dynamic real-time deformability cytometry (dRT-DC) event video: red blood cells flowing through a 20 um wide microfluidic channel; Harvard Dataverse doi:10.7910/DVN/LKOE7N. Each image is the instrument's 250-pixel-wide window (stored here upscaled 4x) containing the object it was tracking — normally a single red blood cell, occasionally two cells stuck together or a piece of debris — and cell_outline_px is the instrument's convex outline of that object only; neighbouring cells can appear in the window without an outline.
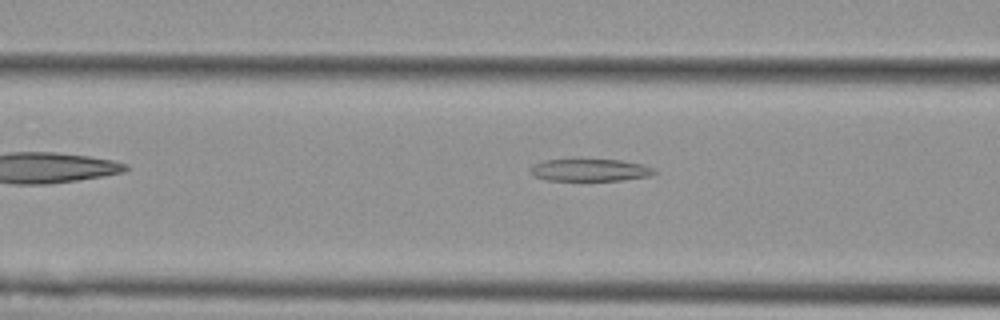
{"species": "Egyptian fruit bat (a non-hibernating species)", "species_latin": "Rousettus aegyptiacus", "temperature_condition": "cold", "stored_images_in_passage": 28, "camera_frame_rate_fps": 3000, "um_per_image_px": 0.085, "animal": {"sex": "female"}, "frame": {"image": 1, "passage_image": 5, "time_ms": 1.333, "image_size_px": [1000, 320], "cell_outline_px": [[656, 172], [652, 176], [624, 180], [548, 180], [532, 176], [528, 172], [528, 168], [532, 164], [544, 160], [572, 156], [580, 156], [620, 160], [640, 164], [656, 168]], "centroid_in_image_um": [50.06, 14.39], "position_along_channel_um": 116.5, "area_um2": 17.4}}
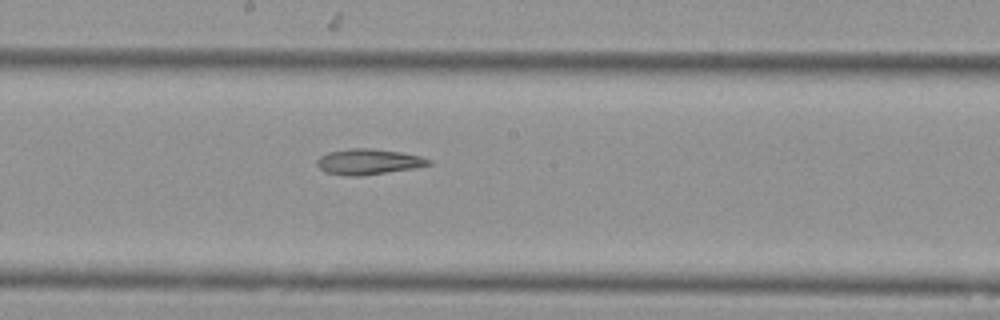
{"frame": {"image": 2, "passage_image": 13, "time_ms": 4.0, "image_size_px": [1000, 320], "cell_outline_px": [[432, 164], [412, 168], [360, 176], [348, 176], [324, 172], [316, 164], [316, 160], [320, 156], [328, 152], [348, 148], [368, 148], [400, 152], [420, 156], [432, 160]], "centroid_in_image_um": [31.27, 13.74], "position_along_channel_um": 216.9, "area_um2": 16.59}}
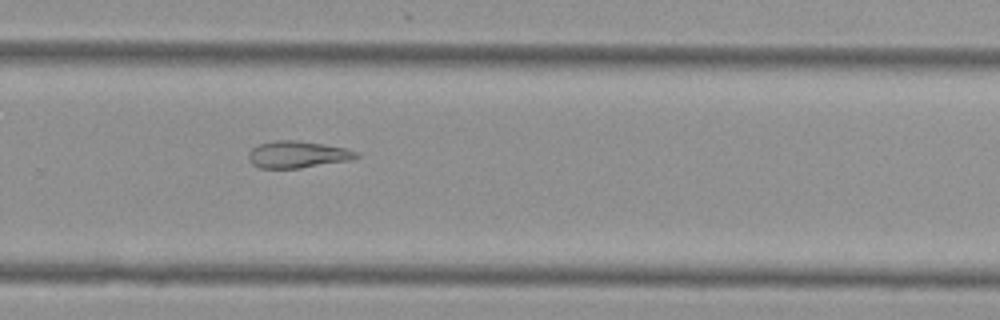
{"frame": {"image": 3, "passage_image": 20, "time_ms": 6.333, "image_size_px": [1000, 320], "cell_outline_px": [[360, 156], [352, 160], [300, 168], [260, 168], [252, 164], [248, 160], [248, 152], [252, 148], [260, 144], [276, 140], [296, 140], [344, 148], [356, 152]], "centroid_in_image_um": [25.26, 13.14], "position_along_channel_um": 304.5, "area_um2": 16.76}}